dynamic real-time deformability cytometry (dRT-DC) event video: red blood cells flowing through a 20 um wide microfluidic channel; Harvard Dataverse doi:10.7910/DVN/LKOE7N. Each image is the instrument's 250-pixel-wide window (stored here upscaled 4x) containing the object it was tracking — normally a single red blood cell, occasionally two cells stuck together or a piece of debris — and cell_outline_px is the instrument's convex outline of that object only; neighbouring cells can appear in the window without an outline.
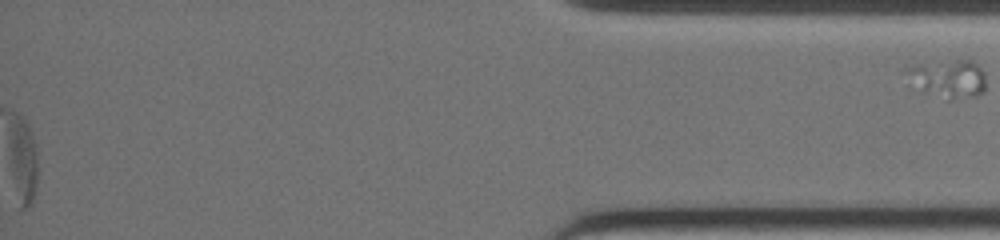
{"species": "common noctule bat (a hibernating species)", "species_latin": "Nyctalus noctula", "temperature_condition": "warm", "stored_images_in_passage": 39, "segment_of_instrument_passage": [2, 2], "camera_frame_rate_fps": 3000, "um_per_image_px": 0.085, "animal": {"sex": "female", "body_mass_g": 19.0, "forearm_length_mm": 51.5}, "frame": {"image": 1, "passage_image": 39, "time_ms": 12.667, "image_size_px": [1000, 240], "cell_outline_px": [[984, 92], [976, 96], [952, 100], [948, 100], [920, 92], [908, 84], [900, 72], [904, 68], [940, 60], [972, 60], [984, 72]], "centroid_in_image_um": [80.46, 6.7], "position_along_channel_um": 354.7, "area_um2": 18.61}}